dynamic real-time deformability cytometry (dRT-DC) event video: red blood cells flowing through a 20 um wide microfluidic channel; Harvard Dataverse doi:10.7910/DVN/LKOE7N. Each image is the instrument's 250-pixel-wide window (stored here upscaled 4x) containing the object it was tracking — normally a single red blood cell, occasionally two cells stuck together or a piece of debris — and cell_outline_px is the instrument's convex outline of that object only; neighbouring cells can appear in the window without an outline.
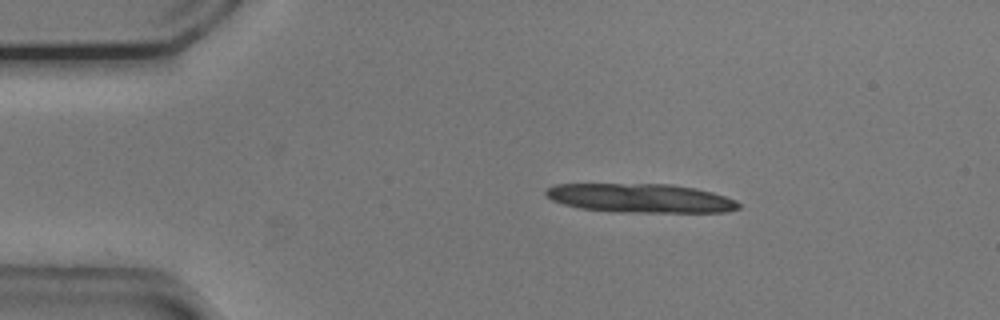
{"species": "common noctule bat (a hibernating species)", "species_latin": "Nyctalus noctula", "temperature_condition": "cold", "stored_images_in_passage": 5, "camera_frame_rate_fps": 3000, "um_per_image_px": 0.085, "animal": {"sex": "male", "body_mass_g": 20.5, "forearm_length_mm": 52.5}, "frame": {"image": 1, "passage_image": 1, "time_ms": 0.0, "image_size_px": [1000, 320], "cell_outline_px": [[740, 208], [728, 212], [644, 212], [580, 208], [564, 204], [552, 200], [544, 192], [548, 188], [556, 184], [672, 184], [696, 188], [712, 192], [736, 200], [740, 204]], "centroid_in_image_um": [54.5, 16.83], "position_along_channel_um": 30.5, "area_um2": 32.14}}